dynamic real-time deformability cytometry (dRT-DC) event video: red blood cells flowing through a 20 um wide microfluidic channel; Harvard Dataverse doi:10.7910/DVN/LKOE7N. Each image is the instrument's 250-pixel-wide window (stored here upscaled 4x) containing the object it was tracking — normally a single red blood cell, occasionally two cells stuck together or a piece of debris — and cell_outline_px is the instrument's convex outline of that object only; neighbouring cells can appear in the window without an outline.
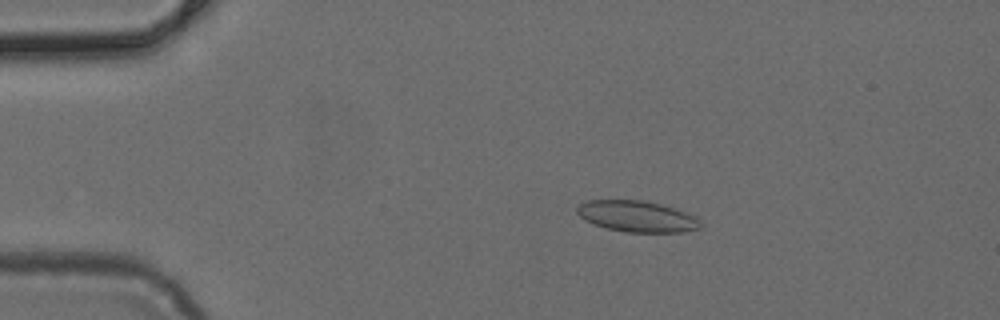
{"species": "common noctule bat (a hibernating species)", "species_latin": "Nyctalus noctula", "temperature_condition": "cold", "stored_images_in_passage": 50, "camera_frame_rate_fps": 3000, "um_per_image_px": 0.085, "animal": {"sex": "female", "body_mass_g": 24.6, "forearm_length_mm": 56.2}, "frame": {"image": 1, "passage_image": 9, "time_ms": 2.667, "image_size_px": [1000, 320], "cell_outline_px": [[704, 224], [700, 228], [684, 232], [624, 232], [608, 228], [584, 220], [576, 212], [576, 208], [580, 204], [588, 200], [644, 200], [660, 204], [696, 216]], "centroid_in_image_um": [54.17, 18.39], "position_along_channel_um": 30.8, "area_um2": 22.37}}
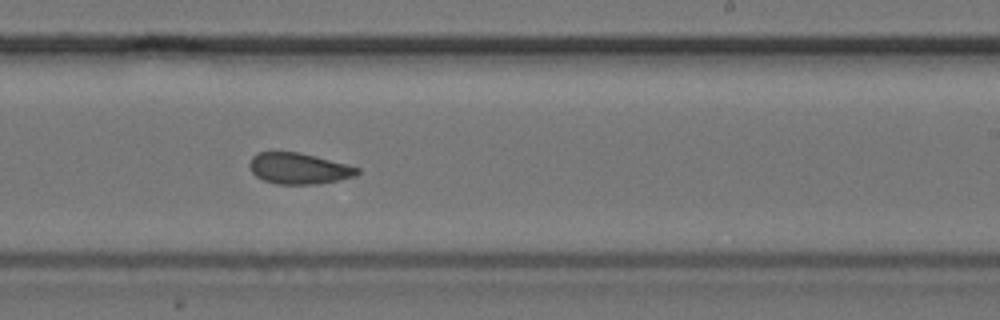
{"frame": {"image": 2, "passage_image": 30, "time_ms": 9.667, "image_size_px": [1000, 320], "cell_outline_px": [[360, 172], [356, 176], [320, 184], [276, 184], [264, 180], [256, 176], [252, 172], [248, 164], [252, 156], [256, 152], [300, 152], [316, 156], [360, 168]], "centroid_in_image_um": [25.39, 14.32], "position_along_channel_um": 263.6, "area_um2": 19.59}}
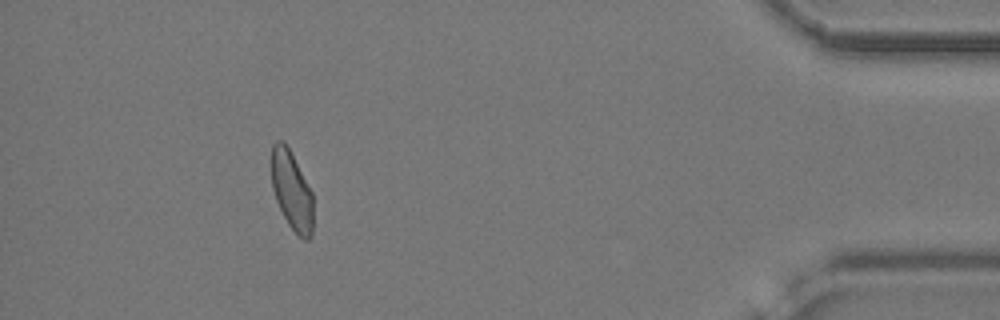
{"frame": {"image": 3, "passage_image": 45, "time_ms": 14.667, "image_size_px": [1000, 320], "cell_outline_px": [[312, 236], [308, 240], [304, 240], [288, 224], [276, 200], [272, 188], [272, 144], [276, 140], [284, 140], [312, 192]], "centroid_in_image_um": [24.79, 16.19], "position_along_channel_um": 410.4, "area_um2": 18.84}}